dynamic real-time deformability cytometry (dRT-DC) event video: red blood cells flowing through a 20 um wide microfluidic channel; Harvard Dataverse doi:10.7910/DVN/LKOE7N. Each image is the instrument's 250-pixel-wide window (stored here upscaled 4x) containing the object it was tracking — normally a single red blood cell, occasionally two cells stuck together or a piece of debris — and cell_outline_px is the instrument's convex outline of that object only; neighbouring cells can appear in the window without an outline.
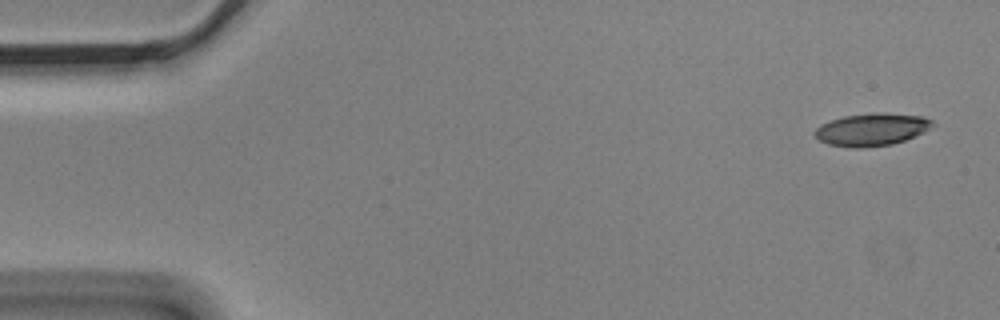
{"species": "Egyptian fruit bat (a non-hibernating species)", "species_latin": "Rousettus aegyptiacus", "temperature_condition": "cold", "stored_images_in_passage": 5, "camera_frame_rate_fps": 3000, "um_per_image_px": 0.085, "animal": {"sex": "male"}, "frame": {"image": 1, "passage_image": 1, "time_ms": 0.0, "image_size_px": [1000, 320], "cell_outline_px": [[936, 124], [924, 132], [904, 140], [892, 144], [860, 148], [856, 148], [828, 144], [820, 140], [812, 132], [820, 124], [844, 116], [872, 112], [884, 112], [924, 116], [932, 120]], "centroid_in_image_um": [74.11, 10.99], "position_along_channel_um": 10.9, "area_um2": 22.43}}